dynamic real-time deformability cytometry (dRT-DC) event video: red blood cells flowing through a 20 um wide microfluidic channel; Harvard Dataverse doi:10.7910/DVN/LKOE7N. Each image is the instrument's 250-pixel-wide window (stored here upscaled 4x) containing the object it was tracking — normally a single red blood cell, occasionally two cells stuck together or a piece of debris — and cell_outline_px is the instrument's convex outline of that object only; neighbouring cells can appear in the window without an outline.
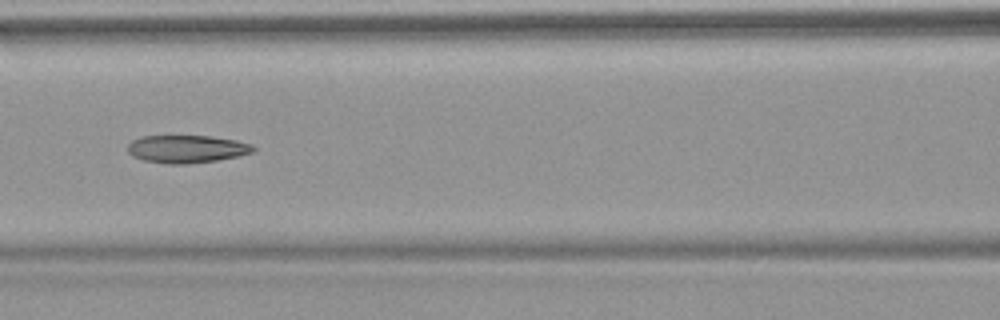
{"species": "common noctule bat (a hibernating species)", "species_latin": "Nyctalus noctula", "temperature_condition": "warm", "stored_images_in_passage": 7, "camera_frame_rate_fps": 3000, "um_per_image_px": 0.085, "animal": {"sex": "female", "body_mass_g": 18.4}, "frame": {"image": 1, "passage_image": 6, "time_ms": 6.667, "image_size_px": [1000, 320], "cell_outline_px": [[256, 152], [240, 156], [216, 160], [188, 164], [168, 164], [144, 160], [132, 156], [128, 152], [128, 144], [132, 140], [140, 136], [212, 136], [236, 140], [252, 144], [256, 148]], "centroid_in_image_um": [15.91, 12.66], "position_along_channel_um": 150.7, "area_um2": 20.52}}
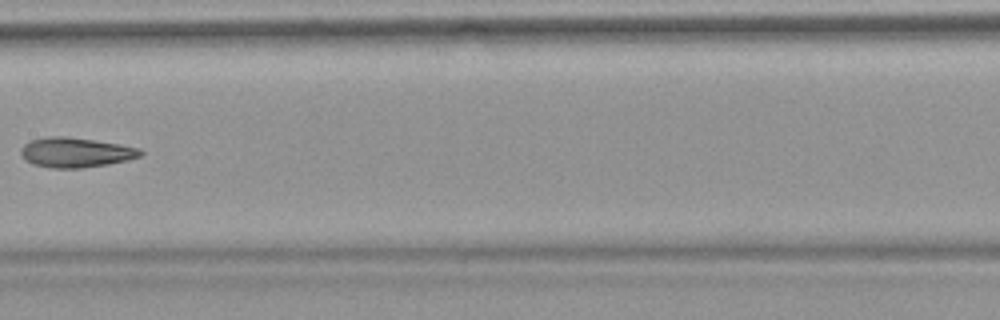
{"frame": {"image": 2, "passage_image": 7, "time_ms": 8.0, "image_size_px": [1000, 320], "cell_outline_px": [[144, 152], [140, 156], [128, 160], [108, 164], [84, 168], [52, 168], [32, 164], [24, 160], [20, 156], [20, 148], [24, 144], [32, 140], [48, 136], [68, 136], [120, 144], [140, 148]], "centroid_in_image_um": [6.41, 12.96], "position_along_channel_um": 201.0, "area_um2": 21.04}}